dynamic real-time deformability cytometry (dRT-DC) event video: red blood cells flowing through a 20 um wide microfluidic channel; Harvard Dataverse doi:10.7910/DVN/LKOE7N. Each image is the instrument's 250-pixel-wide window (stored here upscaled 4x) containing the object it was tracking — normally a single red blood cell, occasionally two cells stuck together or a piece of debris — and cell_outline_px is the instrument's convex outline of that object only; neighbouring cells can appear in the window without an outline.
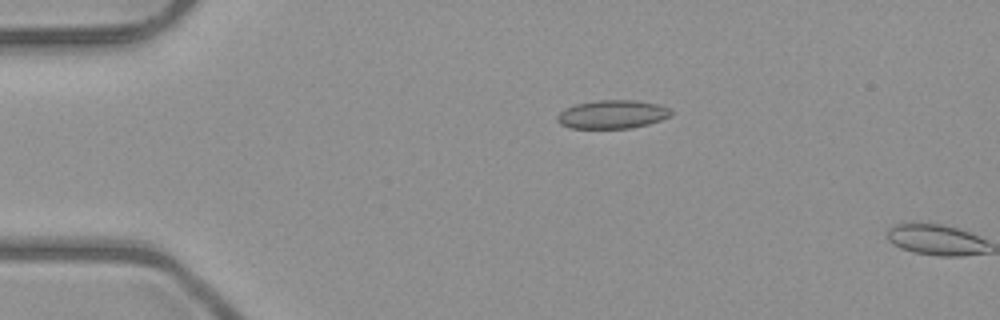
{"species": "common noctule bat (a hibernating species)", "species_latin": "Nyctalus noctula", "temperature_condition": "room temperature", "stored_images_in_passage": 2, "camera_frame_rate_fps": 3000, "um_per_image_px": 0.085, "animal": {"sex": "male", "body_mass_g": 23.1, "forearm_length_mm": 52.7}, "frame": {"image": 1, "passage_image": 1, "time_ms": 0.0, "image_size_px": [1000, 320], "cell_outline_px": [[672, 112], [668, 116], [660, 120], [648, 124], [632, 128], [572, 128], [560, 124], [556, 120], [556, 116], [564, 108], [576, 104], [596, 100], [636, 100], [656, 104], [672, 108]], "centroid_in_image_um": [52.03, 9.71], "position_along_channel_um": 33.0, "area_um2": 18.9}}